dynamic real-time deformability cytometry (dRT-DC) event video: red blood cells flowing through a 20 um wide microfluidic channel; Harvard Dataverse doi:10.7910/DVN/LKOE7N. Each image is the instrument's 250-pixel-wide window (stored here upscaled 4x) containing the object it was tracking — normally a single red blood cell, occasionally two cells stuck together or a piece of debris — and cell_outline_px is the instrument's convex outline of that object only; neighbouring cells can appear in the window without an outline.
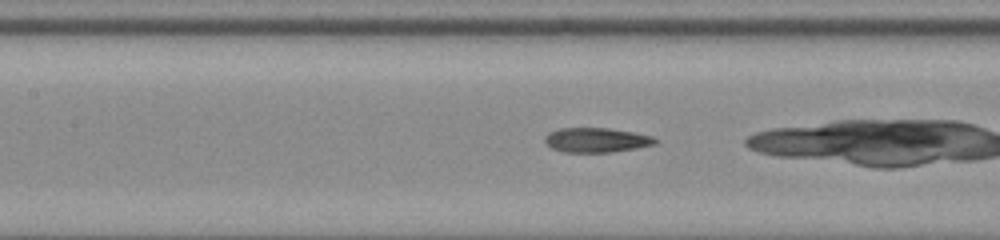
{"species": "common noctule bat (a hibernating species)", "species_latin": "Nyctalus noctula", "temperature_condition": "room temperature", "stored_images_in_passage": 37, "camera_frame_rate_fps": 3000, "um_per_image_px": 0.085, "animal": {"sex": "male", "body_mass_g": 20.0, "forearm_length_mm": 53.3}, "frame": {"image": 1, "passage_image": 22, "time_ms": 7.0, "image_size_px": [1000, 240], "cell_outline_px": [[656, 144], [636, 148], [608, 152], [564, 152], [552, 148], [544, 140], [544, 136], [548, 132], [560, 128], [608, 128], [632, 132], [652, 136], [656, 140]], "centroid_in_image_um": [50.66, 11.9], "position_along_channel_um": 156.7, "area_um2": 15.66}}
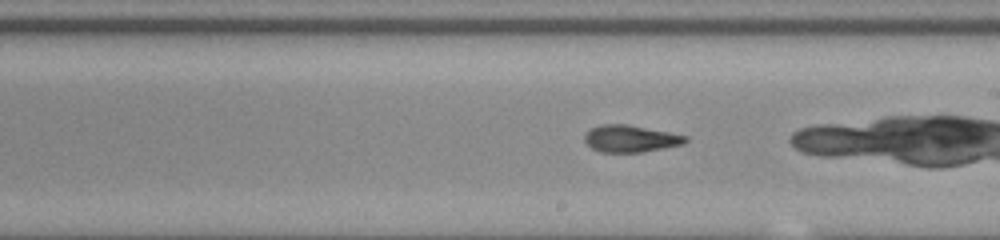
{"frame": {"image": 2, "passage_image": 28, "time_ms": 9.0, "image_size_px": [1000, 240], "cell_outline_px": [[688, 140], [684, 144], [640, 152], [600, 152], [592, 148], [584, 140], [584, 136], [592, 128], [600, 124], [628, 124], [688, 136]], "centroid_in_image_um": [53.6, 11.78], "position_along_channel_um": 235.4, "area_um2": 15.72}}